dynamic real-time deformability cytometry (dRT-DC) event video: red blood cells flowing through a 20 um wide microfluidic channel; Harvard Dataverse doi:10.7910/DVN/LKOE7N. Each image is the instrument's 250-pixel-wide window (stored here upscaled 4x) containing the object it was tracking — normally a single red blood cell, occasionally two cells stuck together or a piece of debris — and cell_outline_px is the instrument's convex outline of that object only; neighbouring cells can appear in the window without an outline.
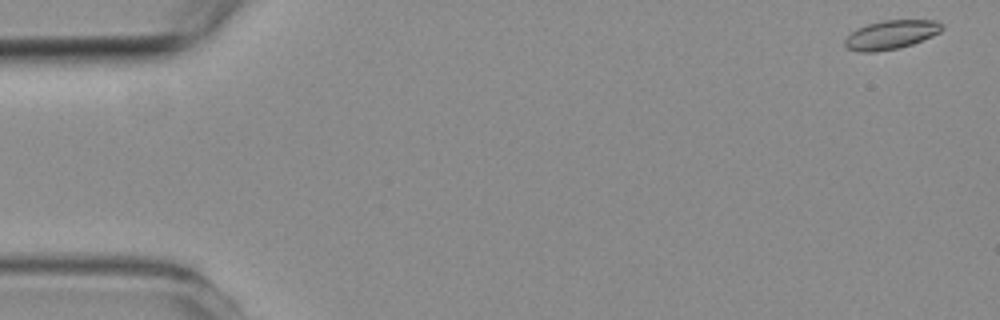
{"species": "common noctule bat (a hibernating species)", "species_latin": "Nyctalus noctula", "temperature_condition": "room temperature", "stored_images_in_passage": 5, "camera_frame_rate_fps": 3000, "um_per_image_px": 0.085, "animal": {"sex": "female", "body_mass_g": 19.3, "forearm_length_mm": 54.1}, "frame": {"image": 1, "passage_image": 1, "time_ms": 0.0, "image_size_px": [1000, 320], "cell_outline_px": [[944, 28], [940, 32], [932, 36], [912, 44], [896, 48], [872, 52], [860, 52], [848, 48], [844, 44], [844, 40], [852, 32], [868, 24], [884, 20], [936, 20], [944, 24]], "centroid_in_image_um": [75.78, 2.94], "position_along_channel_um": 9.2, "area_um2": 16.13}}
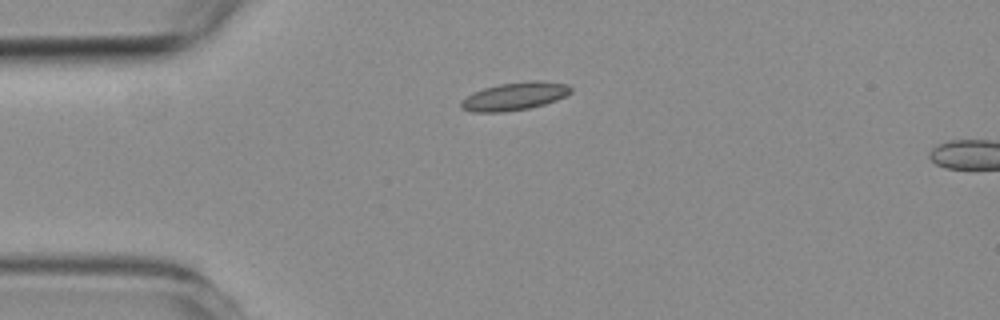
{"frame": {"image": 2, "passage_image": 4, "time_ms": 3.667, "image_size_px": [1000, 320], "cell_outline_px": [[572, 92], [556, 100], [544, 104], [528, 108], [504, 112], [472, 112], [460, 108], [460, 100], [484, 88], [500, 84], [528, 80], [540, 80], [568, 84], [572, 88]], "centroid_in_image_um": [43.75, 8.18], "position_along_channel_um": 41.2, "area_um2": 17.86}}